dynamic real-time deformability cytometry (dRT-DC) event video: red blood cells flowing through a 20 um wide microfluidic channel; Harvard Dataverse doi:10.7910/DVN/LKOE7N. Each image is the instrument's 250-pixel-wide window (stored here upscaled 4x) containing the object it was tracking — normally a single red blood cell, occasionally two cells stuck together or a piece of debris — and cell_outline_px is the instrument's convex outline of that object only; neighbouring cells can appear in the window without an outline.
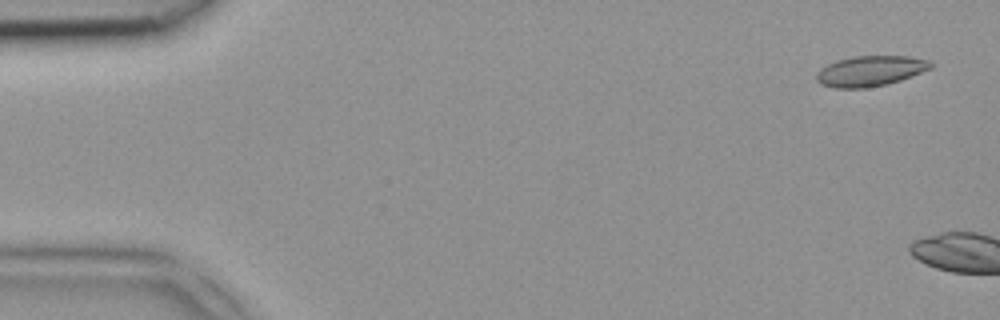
{"species": "common noctule bat (a hibernating species)", "species_latin": "Nyctalus noctula", "temperature_condition": "room temperature", "stored_images_in_passage": 2, "camera_frame_rate_fps": 3000, "um_per_image_px": 0.085, "animal": {"sex": "female", "body_mass_g": 18.4}, "frame": {"image": 1, "passage_image": 1, "time_ms": 0.0, "image_size_px": [1000, 320], "cell_outline_px": [[932, 68], [900, 80], [884, 84], [864, 88], [836, 88], [820, 84], [816, 80], [816, 72], [820, 68], [836, 60], [852, 56], [908, 56], [928, 60], [932, 64]], "centroid_in_image_um": [73.93, 6.03], "position_along_channel_um": 11.1, "area_um2": 20.17}}